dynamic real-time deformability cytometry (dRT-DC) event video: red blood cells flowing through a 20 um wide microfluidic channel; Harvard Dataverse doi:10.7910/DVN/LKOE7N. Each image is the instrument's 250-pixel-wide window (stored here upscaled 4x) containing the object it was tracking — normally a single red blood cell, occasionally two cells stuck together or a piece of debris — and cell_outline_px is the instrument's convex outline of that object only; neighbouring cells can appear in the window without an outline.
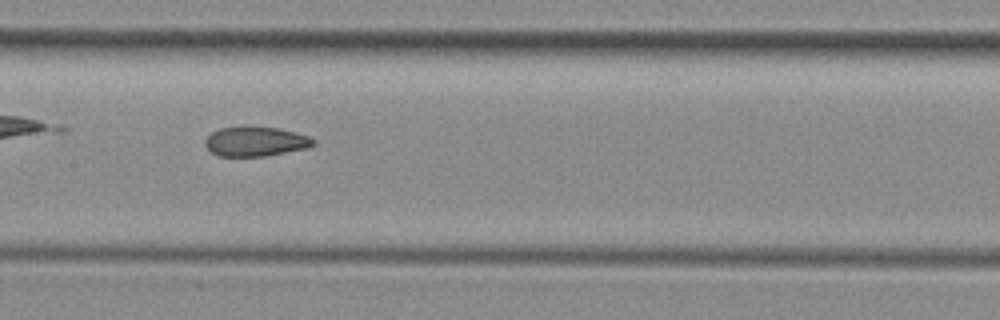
{"species": "common noctule bat (a hibernating species)", "species_latin": "Nyctalus noctula", "temperature_condition": "room temperature", "stored_images_in_passage": 37, "camera_frame_rate_fps": 3000, "um_per_image_px": 0.085, "animal": {"sex": "female", "body_mass_g": 29.2, "forearm_length_mm": 56.3}, "frame": {"image": 1, "passage_image": 11, "time_ms": 3.333, "image_size_px": [1000, 320], "cell_outline_px": [[316, 144], [308, 148], [264, 156], [216, 156], [204, 144], [204, 140], [212, 132], [220, 128], [244, 124], [280, 128], [296, 132], [308, 136], [316, 140]], "centroid_in_image_um": [21.72, 11.99], "position_along_channel_um": 185.7, "area_um2": 19.25}, "authors_computed_cell_mechanics": {"area_um2": 19.4208, "velocity_mm_per_s": 4.0604, "shape_relaxation_time_tau1_ms": null, "shape_relaxation_time_tau2_ms": 2.4443, "deformation_change_tau1": null, "deformation_change_tau2": 0.0919}}